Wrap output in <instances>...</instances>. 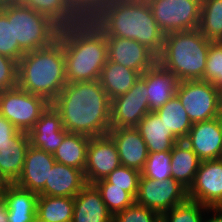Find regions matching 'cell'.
Wrapping results in <instances>:
<instances>
[{
    "label": "cell",
    "mask_w": 222,
    "mask_h": 222,
    "mask_svg": "<svg viewBox=\"0 0 222 222\" xmlns=\"http://www.w3.org/2000/svg\"><path fill=\"white\" fill-rule=\"evenodd\" d=\"M51 105L70 133L98 137L111 129V100L99 80L67 83Z\"/></svg>",
    "instance_id": "obj_1"
},
{
    "label": "cell",
    "mask_w": 222,
    "mask_h": 222,
    "mask_svg": "<svg viewBox=\"0 0 222 222\" xmlns=\"http://www.w3.org/2000/svg\"><path fill=\"white\" fill-rule=\"evenodd\" d=\"M93 17L105 36L133 39L156 56L161 53L165 35L147 0H110Z\"/></svg>",
    "instance_id": "obj_2"
},
{
    "label": "cell",
    "mask_w": 222,
    "mask_h": 222,
    "mask_svg": "<svg viewBox=\"0 0 222 222\" xmlns=\"http://www.w3.org/2000/svg\"><path fill=\"white\" fill-rule=\"evenodd\" d=\"M211 42L198 29L166 34L157 62L179 81L203 80Z\"/></svg>",
    "instance_id": "obj_3"
},
{
    "label": "cell",
    "mask_w": 222,
    "mask_h": 222,
    "mask_svg": "<svg viewBox=\"0 0 222 222\" xmlns=\"http://www.w3.org/2000/svg\"><path fill=\"white\" fill-rule=\"evenodd\" d=\"M67 83L64 57L36 49L25 53L18 61L17 85L50 104Z\"/></svg>",
    "instance_id": "obj_4"
},
{
    "label": "cell",
    "mask_w": 222,
    "mask_h": 222,
    "mask_svg": "<svg viewBox=\"0 0 222 222\" xmlns=\"http://www.w3.org/2000/svg\"><path fill=\"white\" fill-rule=\"evenodd\" d=\"M44 36L41 50L68 57L83 35L94 25V17L81 14L75 8L43 14Z\"/></svg>",
    "instance_id": "obj_5"
},
{
    "label": "cell",
    "mask_w": 222,
    "mask_h": 222,
    "mask_svg": "<svg viewBox=\"0 0 222 222\" xmlns=\"http://www.w3.org/2000/svg\"><path fill=\"white\" fill-rule=\"evenodd\" d=\"M107 60L106 37L93 25L80 39L77 48L65 58L67 82L99 80Z\"/></svg>",
    "instance_id": "obj_6"
},
{
    "label": "cell",
    "mask_w": 222,
    "mask_h": 222,
    "mask_svg": "<svg viewBox=\"0 0 222 222\" xmlns=\"http://www.w3.org/2000/svg\"><path fill=\"white\" fill-rule=\"evenodd\" d=\"M49 105L45 98L24 91L18 85L0 92V114L25 133L34 127Z\"/></svg>",
    "instance_id": "obj_7"
},
{
    "label": "cell",
    "mask_w": 222,
    "mask_h": 222,
    "mask_svg": "<svg viewBox=\"0 0 222 222\" xmlns=\"http://www.w3.org/2000/svg\"><path fill=\"white\" fill-rule=\"evenodd\" d=\"M164 35L198 29L202 0H147Z\"/></svg>",
    "instance_id": "obj_8"
},
{
    "label": "cell",
    "mask_w": 222,
    "mask_h": 222,
    "mask_svg": "<svg viewBox=\"0 0 222 222\" xmlns=\"http://www.w3.org/2000/svg\"><path fill=\"white\" fill-rule=\"evenodd\" d=\"M176 96L192 124L219 117L218 89L204 80L179 81Z\"/></svg>",
    "instance_id": "obj_9"
},
{
    "label": "cell",
    "mask_w": 222,
    "mask_h": 222,
    "mask_svg": "<svg viewBox=\"0 0 222 222\" xmlns=\"http://www.w3.org/2000/svg\"><path fill=\"white\" fill-rule=\"evenodd\" d=\"M187 198V189L173 178L160 181L140 177L135 202L162 216Z\"/></svg>",
    "instance_id": "obj_10"
},
{
    "label": "cell",
    "mask_w": 222,
    "mask_h": 222,
    "mask_svg": "<svg viewBox=\"0 0 222 222\" xmlns=\"http://www.w3.org/2000/svg\"><path fill=\"white\" fill-rule=\"evenodd\" d=\"M146 83L139 77L125 94L111 100V128L136 127L150 112Z\"/></svg>",
    "instance_id": "obj_11"
},
{
    "label": "cell",
    "mask_w": 222,
    "mask_h": 222,
    "mask_svg": "<svg viewBox=\"0 0 222 222\" xmlns=\"http://www.w3.org/2000/svg\"><path fill=\"white\" fill-rule=\"evenodd\" d=\"M4 9L13 17L14 41L25 54L40 49L44 36L43 14L21 3H14Z\"/></svg>",
    "instance_id": "obj_12"
},
{
    "label": "cell",
    "mask_w": 222,
    "mask_h": 222,
    "mask_svg": "<svg viewBox=\"0 0 222 222\" xmlns=\"http://www.w3.org/2000/svg\"><path fill=\"white\" fill-rule=\"evenodd\" d=\"M120 165L116 144L109 135L90 137L84 168L87 184L105 179Z\"/></svg>",
    "instance_id": "obj_13"
},
{
    "label": "cell",
    "mask_w": 222,
    "mask_h": 222,
    "mask_svg": "<svg viewBox=\"0 0 222 222\" xmlns=\"http://www.w3.org/2000/svg\"><path fill=\"white\" fill-rule=\"evenodd\" d=\"M188 198L208 207H222V158L201 161Z\"/></svg>",
    "instance_id": "obj_14"
},
{
    "label": "cell",
    "mask_w": 222,
    "mask_h": 222,
    "mask_svg": "<svg viewBox=\"0 0 222 222\" xmlns=\"http://www.w3.org/2000/svg\"><path fill=\"white\" fill-rule=\"evenodd\" d=\"M105 37L108 52L107 61L131 68L140 75L157 62V56L136 40L112 36Z\"/></svg>",
    "instance_id": "obj_15"
},
{
    "label": "cell",
    "mask_w": 222,
    "mask_h": 222,
    "mask_svg": "<svg viewBox=\"0 0 222 222\" xmlns=\"http://www.w3.org/2000/svg\"><path fill=\"white\" fill-rule=\"evenodd\" d=\"M201 161L222 158V119L194 123L183 140Z\"/></svg>",
    "instance_id": "obj_16"
},
{
    "label": "cell",
    "mask_w": 222,
    "mask_h": 222,
    "mask_svg": "<svg viewBox=\"0 0 222 222\" xmlns=\"http://www.w3.org/2000/svg\"><path fill=\"white\" fill-rule=\"evenodd\" d=\"M55 162L53 154L30 145L26 151L21 175L14 184L39 195L45 188Z\"/></svg>",
    "instance_id": "obj_17"
},
{
    "label": "cell",
    "mask_w": 222,
    "mask_h": 222,
    "mask_svg": "<svg viewBox=\"0 0 222 222\" xmlns=\"http://www.w3.org/2000/svg\"><path fill=\"white\" fill-rule=\"evenodd\" d=\"M68 133L60 113L50 104L28 135L32 147L54 154Z\"/></svg>",
    "instance_id": "obj_18"
},
{
    "label": "cell",
    "mask_w": 222,
    "mask_h": 222,
    "mask_svg": "<svg viewBox=\"0 0 222 222\" xmlns=\"http://www.w3.org/2000/svg\"><path fill=\"white\" fill-rule=\"evenodd\" d=\"M108 135L116 144L120 164L142 171L148 158V149L135 127L111 128Z\"/></svg>",
    "instance_id": "obj_19"
},
{
    "label": "cell",
    "mask_w": 222,
    "mask_h": 222,
    "mask_svg": "<svg viewBox=\"0 0 222 222\" xmlns=\"http://www.w3.org/2000/svg\"><path fill=\"white\" fill-rule=\"evenodd\" d=\"M140 78L146 83L150 111H155L162 107L176 95L179 80L158 62L140 75Z\"/></svg>",
    "instance_id": "obj_20"
},
{
    "label": "cell",
    "mask_w": 222,
    "mask_h": 222,
    "mask_svg": "<svg viewBox=\"0 0 222 222\" xmlns=\"http://www.w3.org/2000/svg\"><path fill=\"white\" fill-rule=\"evenodd\" d=\"M86 185L82 170L55 162L39 196L75 197Z\"/></svg>",
    "instance_id": "obj_21"
},
{
    "label": "cell",
    "mask_w": 222,
    "mask_h": 222,
    "mask_svg": "<svg viewBox=\"0 0 222 222\" xmlns=\"http://www.w3.org/2000/svg\"><path fill=\"white\" fill-rule=\"evenodd\" d=\"M113 218L93 184H87L74 197L72 222H113Z\"/></svg>",
    "instance_id": "obj_22"
},
{
    "label": "cell",
    "mask_w": 222,
    "mask_h": 222,
    "mask_svg": "<svg viewBox=\"0 0 222 222\" xmlns=\"http://www.w3.org/2000/svg\"><path fill=\"white\" fill-rule=\"evenodd\" d=\"M38 196L16 184H8L0 192L8 209V222H34Z\"/></svg>",
    "instance_id": "obj_23"
},
{
    "label": "cell",
    "mask_w": 222,
    "mask_h": 222,
    "mask_svg": "<svg viewBox=\"0 0 222 222\" xmlns=\"http://www.w3.org/2000/svg\"><path fill=\"white\" fill-rule=\"evenodd\" d=\"M150 152H171L175 143L180 141L161 121L155 111L148 112L135 127Z\"/></svg>",
    "instance_id": "obj_24"
},
{
    "label": "cell",
    "mask_w": 222,
    "mask_h": 222,
    "mask_svg": "<svg viewBox=\"0 0 222 222\" xmlns=\"http://www.w3.org/2000/svg\"><path fill=\"white\" fill-rule=\"evenodd\" d=\"M140 74L118 63L107 61L102 68L99 78L100 84L110 100L127 93L138 80Z\"/></svg>",
    "instance_id": "obj_25"
},
{
    "label": "cell",
    "mask_w": 222,
    "mask_h": 222,
    "mask_svg": "<svg viewBox=\"0 0 222 222\" xmlns=\"http://www.w3.org/2000/svg\"><path fill=\"white\" fill-rule=\"evenodd\" d=\"M201 160L183 141L174 144L171 150V175L187 190L192 185Z\"/></svg>",
    "instance_id": "obj_26"
},
{
    "label": "cell",
    "mask_w": 222,
    "mask_h": 222,
    "mask_svg": "<svg viewBox=\"0 0 222 222\" xmlns=\"http://www.w3.org/2000/svg\"><path fill=\"white\" fill-rule=\"evenodd\" d=\"M29 146L28 133H24L15 144L0 145V172L9 184H14L20 177Z\"/></svg>",
    "instance_id": "obj_27"
},
{
    "label": "cell",
    "mask_w": 222,
    "mask_h": 222,
    "mask_svg": "<svg viewBox=\"0 0 222 222\" xmlns=\"http://www.w3.org/2000/svg\"><path fill=\"white\" fill-rule=\"evenodd\" d=\"M89 140L90 136L69 132L53 154L55 161L84 172Z\"/></svg>",
    "instance_id": "obj_28"
},
{
    "label": "cell",
    "mask_w": 222,
    "mask_h": 222,
    "mask_svg": "<svg viewBox=\"0 0 222 222\" xmlns=\"http://www.w3.org/2000/svg\"><path fill=\"white\" fill-rule=\"evenodd\" d=\"M161 121L180 141L184 140L192 127L188 114L178 97L175 95L162 107L155 110Z\"/></svg>",
    "instance_id": "obj_29"
},
{
    "label": "cell",
    "mask_w": 222,
    "mask_h": 222,
    "mask_svg": "<svg viewBox=\"0 0 222 222\" xmlns=\"http://www.w3.org/2000/svg\"><path fill=\"white\" fill-rule=\"evenodd\" d=\"M74 197L38 196L36 216L48 222H72Z\"/></svg>",
    "instance_id": "obj_30"
},
{
    "label": "cell",
    "mask_w": 222,
    "mask_h": 222,
    "mask_svg": "<svg viewBox=\"0 0 222 222\" xmlns=\"http://www.w3.org/2000/svg\"><path fill=\"white\" fill-rule=\"evenodd\" d=\"M200 33L211 41H222V0H202Z\"/></svg>",
    "instance_id": "obj_31"
},
{
    "label": "cell",
    "mask_w": 222,
    "mask_h": 222,
    "mask_svg": "<svg viewBox=\"0 0 222 222\" xmlns=\"http://www.w3.org/2000/svg\"><path fill=\"white\" fill-rule=\"evenodd\" d=\"M93 185L101 193L102 200L113 216L135 202L130 193L119 187H111L105 179L98 180Z\"/></svg>",
    "instance_id": "obj_32"
},
{
    "label": "cell",
    "mask_w": 222,
    "mask_h": 222,
    "mask_svg": "<svg viewBox=\"0 0 222 222\" xmlns=\"http://www.w3.org/2000/svg\"><path fill=\"white\" fill-rule=\"evenodd\" d=\"M209 213L210 207L187 198L161 216L162 222H203L202 213Z\"/></svg>",
    "instance_id": "obj_33"
},
{
    "label": "cell",
    "mask_w": 222,
    "mask_h": 222,
    "mask_svg": "<svg viewBox=\"0 0 222 222\" xmlns=\"http://www.w3.org/2000/svg\"><path fill=\"white\" fill-rule=\"evenodd\" d=\"M0 54L17 62L24 55L14 41L13 17L4 8H0Z\"/></svg>",
    "instance_id": "obj_34"
},
{
    "label": "cell",
    "mask_w": 222,
    "mask_h": 222,
    "mask_svg": "<svg viewBox=\"0 0 222 222\" xmlns=\"http://www.w3.org/2000/svg\"><path fill=\"white\" fill-rule=\"evenodd\" d=\"M141 177L166 180L171 175V152H150L141 171Z\"/></svg>",
    "instance_id": "obj_35"
},
{
    "label": "cell",
    "mask_w": 222,
    "mask_h": 222,
    "mask_svg": "<svg viewBox=\"0 0 222 222\" xmlns=\"http://www.w3.org/2000/svg\"><path fill=\"white\" fill-rule=\"evenodd\" d=\"M140 177L141 172L138 170L120 165L105 180L111 184V187H119L136 198Z\"/></svg>",
    "instance_id": "obj_36"
},
{
    "label": "cell",
    "mask_w": 222,
    "mask_h": 222,
    "mask_svg": "<svg viewBox=\"0 0 222 222\" xmlns=\"http://www.w3.org/2000/svg\"><path fill=\"white\" fill-rule=\"evenodd\" d=\"M203 80L222 88V41L210 43Z\"/></svg>",
    "instance_id": "obj_37"
},
{
    "label": "cell",
    "mask_w": 222,
    "mask_h": 222,
    "mask_svg": "<svg viewBox=\"0 0 222 222\" xmlns=\"http://www.w3.org/2000/svg\"><path fill=\"white\" fill-rule=\"evenodd\" d=\"M161 216L151 209L134 202L131 206L118 212L113 222H160Z\"/></svg>",
    "instance_id": "obj_38"
},
{
    "label": "cell",
    "mask_w": 222,
    "mask_h": 222,
    "mask_svg": "<svg viewBox=\"0 0 222 222\" xmlns=\"http://www.w3.org/2000/svg\"><path fill=\"white\" fill-rule=\"evenodd\" d=\"M18 83V62L0 54V92L14 88Z\"/></svg>",
    "instance_id": "obj_39"
},
{
    "label": "cell",
    "mask_w": 222,
    "mask_h": 222,
    "mask_svg": "<svg viewBox=\"0 0 222 222\" xmlns=\"http://www.w3.org/2000/svg\"><path fill=\"white\" fill-rule=\"evenodd\" d=\"M19 3L29 6L40 14H46L63 8H72L67 0H19Z\"/></svg>",
    "instance_id": "obj_40"
},
{
    "label": "cell",
    "mask_w": 222,
    "mask_h": 222,
    "mask_svg": "<svg viewBox=\"0 0 222 222\" xmlns=\"http://www.w3.org/2000/svg\"><path fill=\"white\" fill-rule=\"evenodd\" d=\"M72 8L81 14L93 17L110 0H67Z\"/></svg>",
    "instance_id": "obj_41"
},
{
    "label": "cell",
    "mask_w": 222,
    "mask_h": 222,
    "mask_svg": "<svg viewBox=\"0 0 222 222\" xmlns=\"http://www.w3.org/2000/svg\"><path fill=\"white\" fill-rule=\"evenodd\" d=\"M24 133L0 114V145L15 144Z\"/></svg>",
    "instance_id": "obj_42"
},
{
    "label": "cell",
    "mask_w": 222,
    "mask_h": 222,
    "mask_svg": "<svg viewBox=\"0 0 222 222\" xmlns=\"http://www.w3.org/2000/svg\"><path fill=\"white\" fill-rule=\"evenodd\" d=\"M214 212L213 217L209 219L204 218L203 222H222V207H210V212Z\"/></svg>",
    "instance_id": "obj_43"
},
{
    "label": "cell",
    "mask_w": 222,
    "mask_h": 222,
    "mask_svg": "<svg viewBox=\"0 0 222 222\" xmlns=\"http://www.w3.org/2000/svg\"><path fill=\"white\" fill-rule=\"evenodd\" d=\"M0 222H8V209L6 204L0 198Z\"/></svg>",
    "instance_id": "obj_44"
},
{
    "label": "cell",
    "mask_w": 222,
    "mask_h": 222,
    "mask_svg": "<svg viewBox=\"0 0 222 222\" xmlns=\"http://www.w3.org/2000/svg\"><path fill=\"white\" fill-rule=\"evenodd\" d=\"M218 113L219 117L222 118V88L218 89Z\"/></svg>",
    "instance_id": "obj_45"
},
{
    "label": "cell",
    "mask_w": 222,
    "mask_h": 222,
    "mask_svg": "<svg viewBox=\"0 0 222 222\" xmlns=\"http://www.w3.org/2000/svg\"><path fill=\"white\" fill-rule=\"evenodd\" d=\"M19 0H0V8H4L6 6L13 5L14 3H18Z\"/></svg>",
    "instance_id": "obj_46"
},
{
    "label": "cell",
    "mask_w": 222,
    "mask_h": 222,
    "mask_svg": "<svg viewBox=\"0 0 222 222\" xmlns=\"http://www.w3.org/2000/svg\"><path fill=\"white\" fill-rule=\"evenodd\" d=\"M9 183L3 178L0 172V192L8 185Z\"/></svg>",
    "instance_id": "obj_47"
},
{
    "label": "cell",
    "mask_w": 222,
    "mask_h": 222,
    "mask_svg": "<svg viewBox=\"0 0 222 222\" xmlns=\"http://www.w3.org/2000/svg\"><path fill=\"white\" fill-rule=\"evenodd\" d=\"M34 222H48V221L41 220L40 218H38V217L36 216L35 219H34Z\"/></svg>",
    "instance_id": "obj_48"
}]
</instances>
